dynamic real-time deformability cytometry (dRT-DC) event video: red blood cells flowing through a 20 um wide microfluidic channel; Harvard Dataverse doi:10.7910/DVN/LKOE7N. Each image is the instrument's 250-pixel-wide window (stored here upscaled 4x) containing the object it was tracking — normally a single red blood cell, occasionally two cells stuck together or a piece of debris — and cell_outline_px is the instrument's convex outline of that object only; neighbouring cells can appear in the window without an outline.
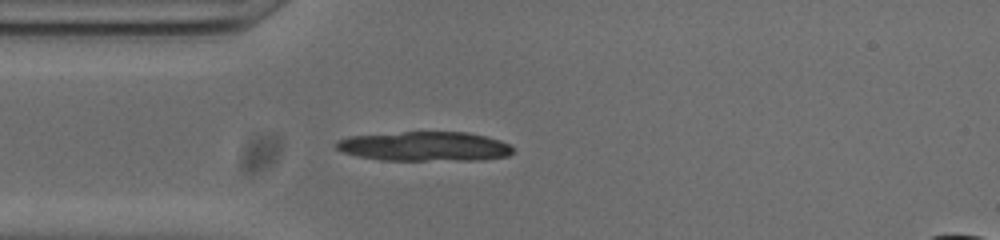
{"species": "common noctule bat (a hibernating species)", "species_latin": "Nyctalus noctula", "temperature_condition": "cold", "stored_images_in_passage": 41, "camera_frame_rate_fps": 3000, "um_per_image_px": 0.085, "animal": {"sex": "male", "body_mass_g": 20.0, "forearm_length_mm": 53.3}, "frame": {"image": 1, "passage_image": 1, "time_ms": 0.0, "image_size_px": [1000, 240], "cell_outline_px": [[512, 152], [508, 156], [480, 160], [380, 160], [360, 156], [344, 152], [336, 148], [336, 140], [348, 136], [404, 132], [468, 132], [500, 140], [508, 144], [512, 148]], "centroid_in_image_um": [36.09, 12.44], "position_along_channel_um": 48.9, "area_um2": 30.23}}
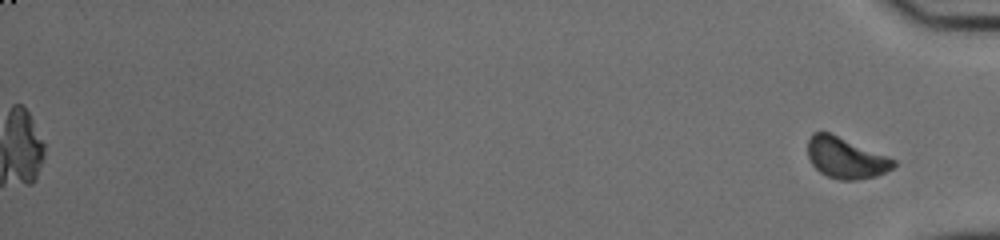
{"frame": {"image": 2, "passage_image": 41, "time_ms": 13.333, "image_size_px": [1000, 240], "cell_outline_px": [[896, 164], [892, 168], [876, 176], [856, 180], [840, 180], [828, 176], [820, 172], [812, 164], [808, 156], [808, 140], [812, 132], [828, 132], [888, 156], [896, 160]], "centroid_in_image_um": [71.88, 13.42], "position_along_channel_um": 363.3, "area_um2": 20.29}}